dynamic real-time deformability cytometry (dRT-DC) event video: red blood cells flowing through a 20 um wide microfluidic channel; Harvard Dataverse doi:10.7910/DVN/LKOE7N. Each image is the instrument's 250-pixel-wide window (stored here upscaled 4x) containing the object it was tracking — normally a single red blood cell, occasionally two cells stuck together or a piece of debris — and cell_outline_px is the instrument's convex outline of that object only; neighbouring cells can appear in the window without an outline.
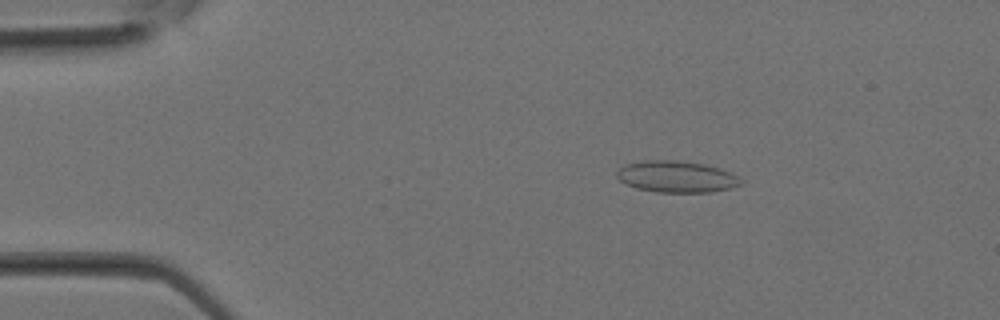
{"species": "Egyptian fruit bat (a non-hibernating species)", "species_latin": "Rousettus aegyptiacus", "temperature_condition": "room temperature", "stored_images_in_passage": 33, "camera_frame_rate_fps": 3000, "um_per_image_px": 0.085, "animal": {"sex": "female"}, "frame": {"image": 1, "passage_image": 5, "time_ms": 1.333, "image_size_px": [1000, 320], "cell_outline_px": [[744, 184], [732, 188], [712, 192], [656, 192], [636, 188], [624, 184], [616, 176], [616, 172], [624, 164], [644, 160], [672, 160], [704, 164], [720, 168], [732, 172], [744, 180]], "centroid_in_image_um": [57.53, 15.02], "position_along_channel_um": 27.5, "area_um2": 23.12}}
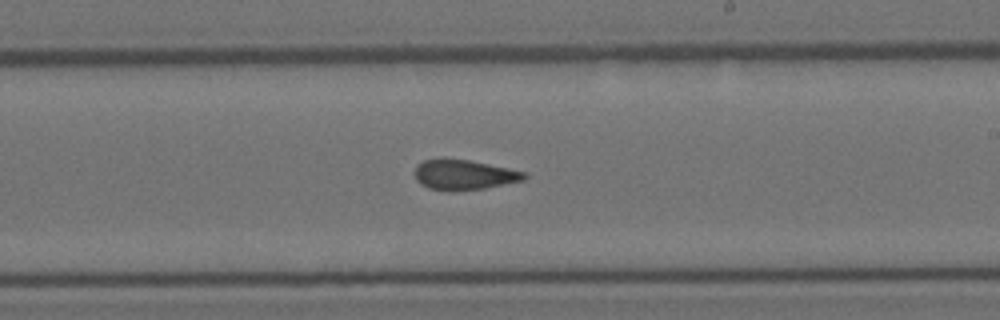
{"frame": {"image": 2, "passage_image": 19, "time_ms": 6.0, "image_size_px": [1000, 320], "cell_outline_px": [[528, 176], [524, 180], [484, 188], [452, 192], [428, 188], [420, 184], [416, 180], [412, 172], [416, 164], [424, 160], [440, 156], [444, 156], [468, 160], [528, 172]], "centroid_in_image_um": [39.36, 14.83], "position_along_channel_um": 249.6, "area_um2": 19.94}}
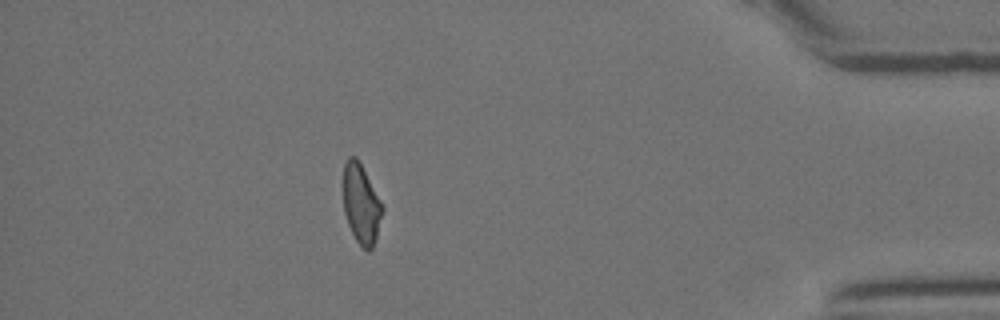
{"frame": {"image": 3, "passage_image": 29, "time_ms": 9.333, "image_size_px": [1000, 320], "cell_outline_px": [[384, 208], [376, 236], [372, 248], [368, 252], [356, 240], [348, 224], [344, 212], [340, 184], [344, 164], [348, 156], [356, 156], [380, 200]], "centroid_in_image_um": [30.63, 17.28], "position_along_channel_um": 404.6, "area_um2": 18.38}}